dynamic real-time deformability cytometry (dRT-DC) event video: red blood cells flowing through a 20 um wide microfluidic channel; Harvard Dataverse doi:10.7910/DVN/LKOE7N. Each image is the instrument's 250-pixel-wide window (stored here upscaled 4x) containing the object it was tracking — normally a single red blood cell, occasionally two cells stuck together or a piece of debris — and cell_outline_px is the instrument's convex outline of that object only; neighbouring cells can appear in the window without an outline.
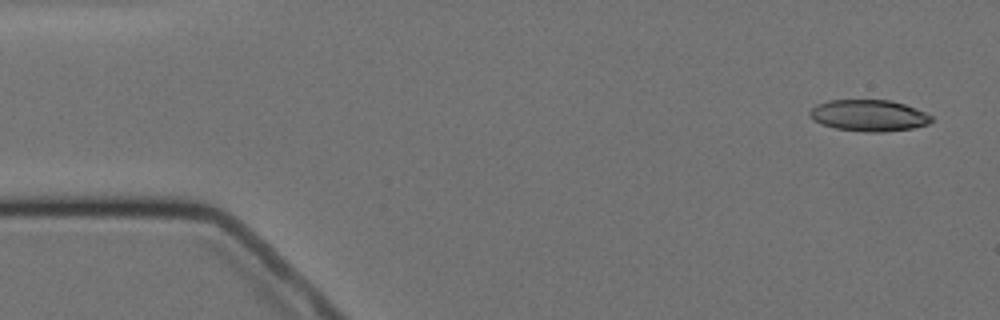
{"species": "Egyptian fruit bat (a non-hibernating species)", "species_latin": "Rousettus aegyptiacus", "temperature_condition": "cold", "stored_images_in_passage": 5, "camera_frame_rate_fps": 3000, "um_per_image_px": 0.085, "animal": {"sex": "female"}, "frame": {"image": 1, "passage_image": 1, "time_ms": 0.0, "image_size_px": [1000, 320], "cell_outline_px": [[932, 120], [928, 124], [912, 128], [884, 132], [868, 132], [836, 128], [812, 120], [808, 112], [816, 104], [828, 100], [892, 100], [916, 108], [932, 116]], "centroid_in_image_um": [73.85, 9.81], "position_along_channel_um": 11.2, "area_um2": 22.25}}